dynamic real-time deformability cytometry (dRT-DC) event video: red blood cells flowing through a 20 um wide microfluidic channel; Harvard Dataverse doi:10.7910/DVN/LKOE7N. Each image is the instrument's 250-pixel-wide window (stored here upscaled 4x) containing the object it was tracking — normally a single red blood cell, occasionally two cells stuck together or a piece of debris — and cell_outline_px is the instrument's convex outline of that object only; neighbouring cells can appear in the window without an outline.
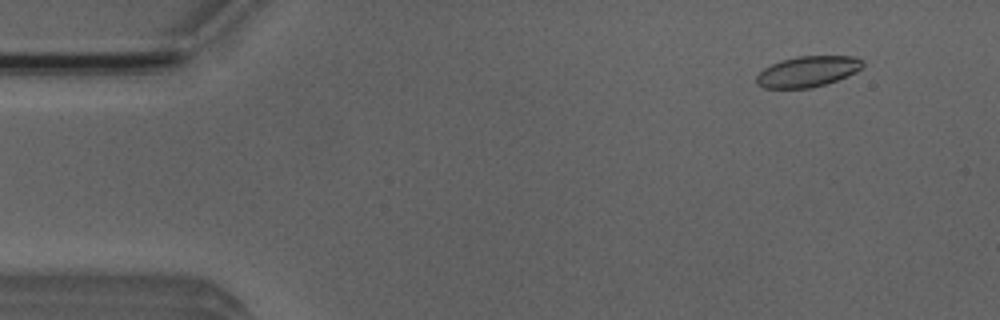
{"species": "Egyptian fruit bat (a non-hibernating species)", "species_latin": "Rousettus aegyptiacus", "temperature_condition": "room temperature", "stored_images_in_passage": 53, "camera_frame_rate_fps": 3000, "um_per_image_px": 0.085, "animal": {"sex": "male"}, "frame": {"image": 1, "passage_image": 5, "time_ms": 1.333, "image_size_px": [1000, 320], "cell_outline_px": [[864, 64], [860, 68], [836, 80], [824, 84], [808, 88], [764, 88], [756, 84], [756, 76], [764, 68], [780, 60], [796, 56], [852, 56], [864, 60]], "centroid_in_image_um": [68.59, 6.07], "position_along_channel_um": 16.4, "area_um2": 18.79}}
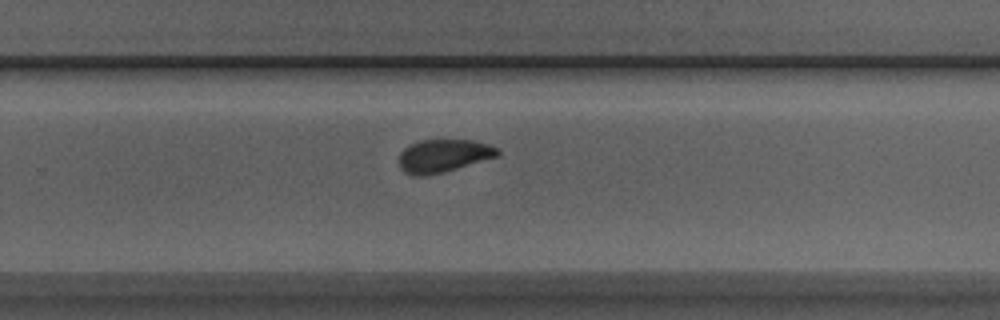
{"frame": {"image": 2, "passage_image": 34, "time_ms": 11.0, "image_size_px": [1000, 320], "cell_outline_px": [[500, 156], [444, 172], [424, 176], [416, 176], [404, 172], [400, 168], [400, 152], [404, 148], [420, 140], [472, 140], [488, 144], [500, 148]], "centroid_in_image_um": [37.73, 13.24], "position_along_channel_um": 292.1, "area_um2": 19.02}}
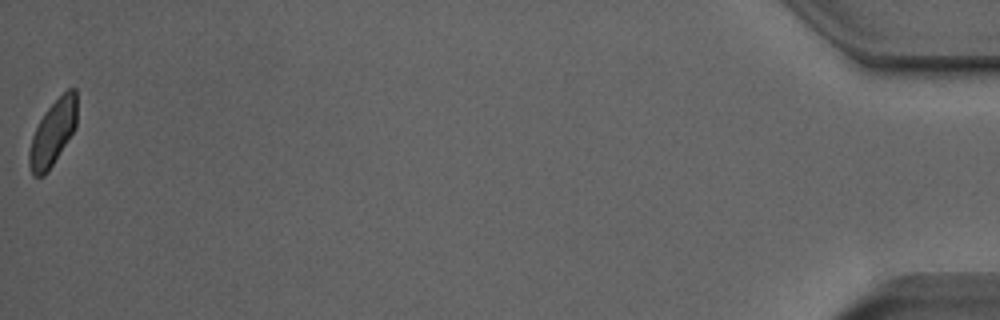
{"frame": {"image": 3, "passage_image": 53, "time_ms": 17.333, "image_size_px": [1000, 320], "cell_outline_px": [[76, 128], [48, 172], [44, 176], [32, 176], [28, 164], [28, 152], [32, 136], [44, 112], [68, 88], [76, 88]], "centroid_in_image_um": [4.48, 11.33], "position_along_channel_um": 430.7, "area_um2": 18.21}, "authors_computed_cell_mechanics": {"area_um2": 19.3052, "velocity_mm_per_s": 3.8527, "shape_relaxation_time_tau1_ms": 4.5145, "shape_relaxation_time_tau2_ms": 1.5329, "deformation_change_tau1": 0.1052, "deformation_change_tau2": 0.0735}}